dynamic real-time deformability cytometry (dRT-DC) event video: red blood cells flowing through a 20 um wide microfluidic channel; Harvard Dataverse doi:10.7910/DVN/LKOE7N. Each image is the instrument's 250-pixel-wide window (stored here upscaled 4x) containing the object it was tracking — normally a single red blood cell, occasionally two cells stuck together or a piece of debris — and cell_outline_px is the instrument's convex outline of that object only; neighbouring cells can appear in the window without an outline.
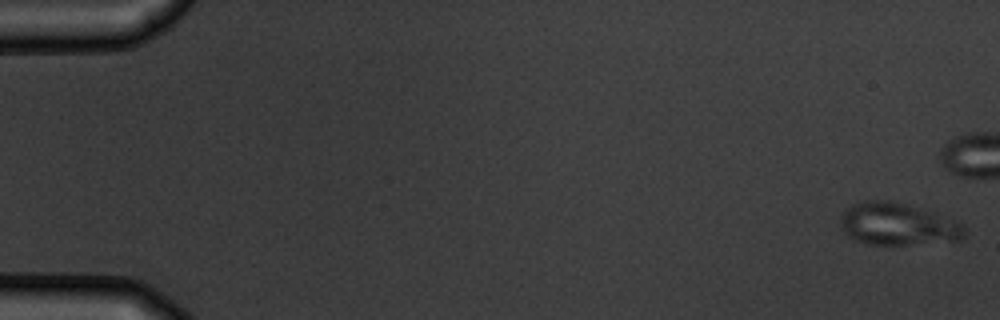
{"species": "common noctule bat (a hibernating species)", "species_latin": "Nyctalus noctula", "temperature_condition": "warm", "stored_images_in_passage": 7, "camera_frame_rate_fps": 3000, "um_per_image_px": 0.085, "animal": {"sex": "male", "body_mass_g": 19.5, "forearm_length_mm": 54.6}, "frame": {"image": 1, "passage_image": 1, "time_ms": 0.0, "image_size_px": [1000, 320], "cell_outline_px": [[968, 232], [960, 240], [904, 244], [868, 244], [856, 240], [848, 236], [840, 228], [840, 216], [852, 204], [860, 200], [896, 200], [960, 220], [968, 228]], "centroid_in_image_um": [76.36, 19.02], "position_along_channel_um": 8.6, "area_um2": 31.21}}